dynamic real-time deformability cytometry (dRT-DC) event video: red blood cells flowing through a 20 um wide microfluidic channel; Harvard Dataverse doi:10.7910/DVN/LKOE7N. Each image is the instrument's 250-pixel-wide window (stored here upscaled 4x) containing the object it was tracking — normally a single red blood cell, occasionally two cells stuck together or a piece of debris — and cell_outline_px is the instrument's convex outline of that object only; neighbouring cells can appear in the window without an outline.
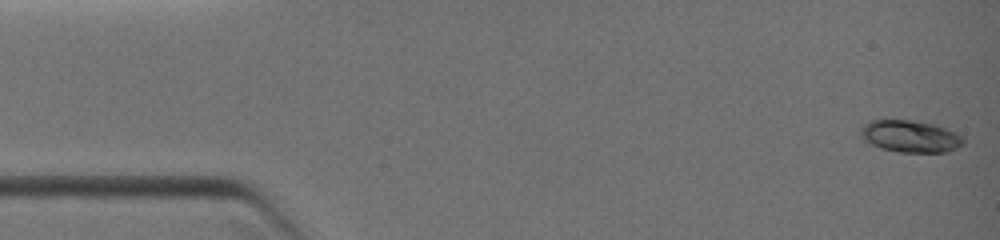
{"species": "common noctule bat (a hibernating species)", "species_latin": "Nyctalus noctula", "temperature_condition": "warm", "stored_images_in_passage": 34, "camera_frame_rate_fps": 3000, "um_per_image_px": 0.085, "animal": {"sex": "female", "body_mass_g": 19.0, "forearm_length_mm": 51.5}, "frame": {"image": 1, "passage_image": 1, "time_ms": 0.0, "image_size_px": [1000, 240], "cell_outline_px": [[964, 140], [960, 144], [944, 152], [900, 152], [884, 148], [872, 144], [860, 132], [872, 120], [908, 120], [932, 124], [944, 128], [960, 136]], "centroid_in_image_um": [77.38, 11.59], "position_along_channel_um": 7.6, "area_um2": 18.03}}
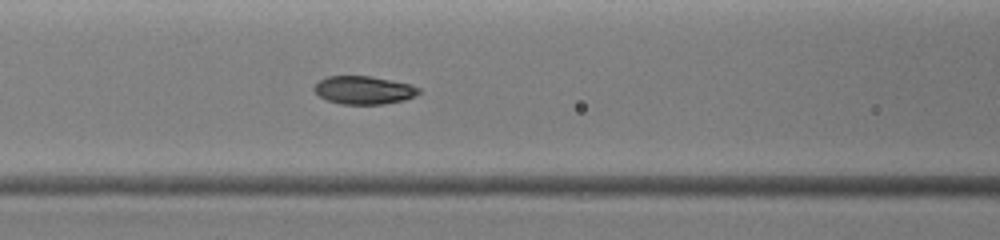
{"frame": {"image": 2, "passage_image": 14, "time_ms": 5.333, "image_size_px": [1000, 240], "cell_outline_px": [[420, 92], [404, 100], [384, 104], [340, 104], [328, 100], [320, 96], [312, 88], [320, 80], [328, 76], [368, 76], [392, 80], [412, 84], [420, 88]], "centroid_in_image_um": [30.93, 7.65], "position_along_channel_um": 135.7, "area_um2": 17.05}}
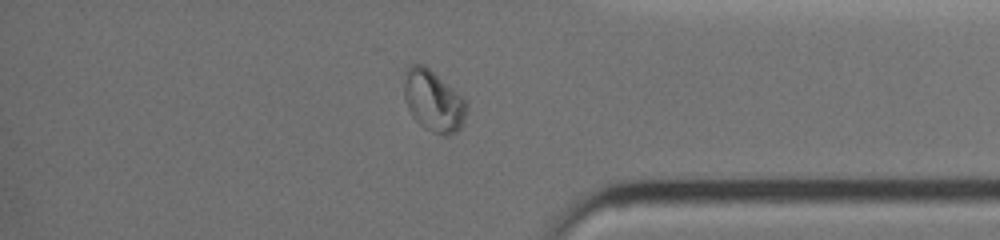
{"frame": {"image": 3, "passage_image": 28, "time_ms": 11.0, "image_size_px": [1000, 240], "cell_outline_px": [[468, 108], [464, 120], [460, 128], [456, 132], [448, 136], [444, 136], [432, 132], [424, 128], [412, 116], [404, 100], [404, 72], [412, 64], [424, 64], [456, 92], [468, 104]], "centroid_in_image_um": [36.82, 8.6], "position_along_channel_um": 398.4, "area_um2": 22.25}}